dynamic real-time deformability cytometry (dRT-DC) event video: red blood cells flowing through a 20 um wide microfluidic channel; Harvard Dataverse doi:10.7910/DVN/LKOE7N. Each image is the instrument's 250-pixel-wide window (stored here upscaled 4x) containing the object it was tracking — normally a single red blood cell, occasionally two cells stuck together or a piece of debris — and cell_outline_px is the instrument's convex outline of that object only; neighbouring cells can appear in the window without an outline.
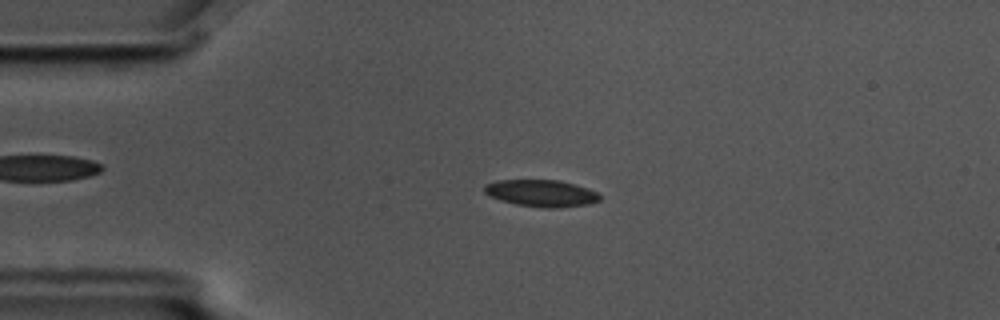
{"species": "common noctule bat (a hibernating species)", "species_latin": "Nyctalus noctula", "temperature_condition": "cold", "stored_images_in_passage": 7, "camera_frame_rate_fps": 3000, "um_per_image_px": 0.085, "animal": {"sex": "male", "body_mass_g": 17.5, "forearm_length_mm": 52.3}, "frame": {"image": 1, "passage_image": 5, "time_ms": 1.333, "image_size_px": [1000, 320], "cell_outline_px": [[600, 200], [588, 204], [560, 208], [544, 208], [516, 204], [500, 200], [488, 196], [484, 192], [484, 184], [496, 180], [560, 180], [588, 188], [596, 192], [600, 196]], "centroid_in_image_um": [45.98, 16.42], "position_along_channel_um": 39.0, "area_um2": 18.21}}